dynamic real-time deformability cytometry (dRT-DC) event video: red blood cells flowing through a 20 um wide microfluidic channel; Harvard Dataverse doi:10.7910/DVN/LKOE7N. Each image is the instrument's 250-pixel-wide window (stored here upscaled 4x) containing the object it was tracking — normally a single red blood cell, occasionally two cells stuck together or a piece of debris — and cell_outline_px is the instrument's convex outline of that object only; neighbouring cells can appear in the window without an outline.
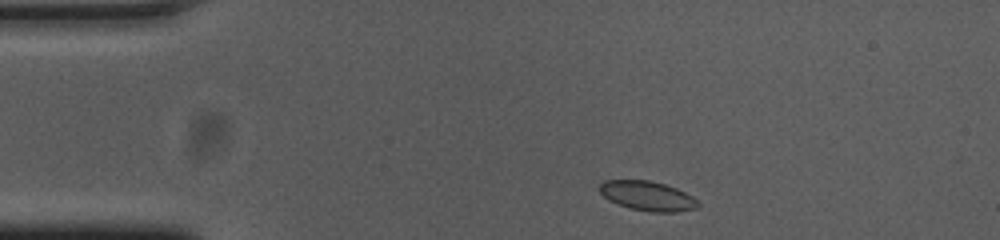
{"species": "common noctule bat (a hibernating species)", "species_latin": "Nyctalus noctula", "temperature_condition": "cold", "stored_images_in_passage": 47, "camera_frame_rate_fps": 3000, "um_per_image_px": 0.085, "animal": {"sex": "female", "body_mass_g": 23.0, "forearm_length_mm": 53.4}, "frame": {"image": 1, "passage_image": 2, "time_ms": 0.333, "image_size_px": [1000, 240], "cell_outline_px": [[700, 204], [696, 208], [676, 212], [652, 212], [628, 208], [616, 204], [608, 200], [596, 188], [604, 180], [648, 180], [664, 184], [676, 188], [692, 196]], "centroid_in_image_um": [54.99, 16.65], "position_along_channel_um": 30.0, "area_um2": 17.05}}
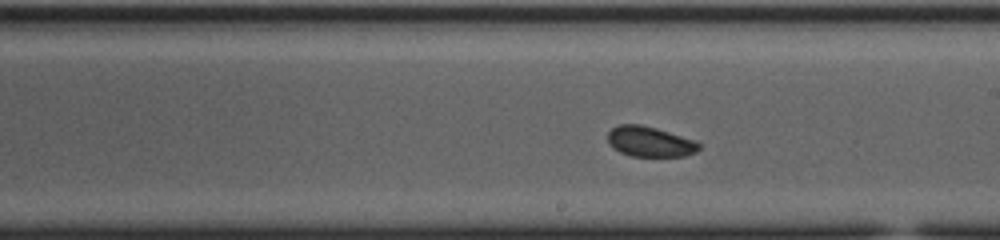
{"frame": {"image": 2, "passage_image": 23, "time_ms": 7.333, "image_size_px": [1000, 240], "cell_outline_px": [[700, 148], [696, 152], [684, 156], [632, 156], [620, 152], [608, 140], [608, 132], [612, 128], [620, 124], [640, 124], [656, 128], [692, 140], [700, 144]], "centroid_in_image_um": [55.24, 12.04], "position_along_channel_um": 233.8, "area_um2": 15.72}}
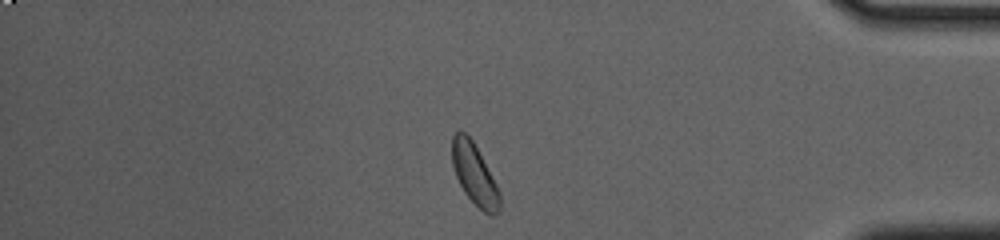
{"frame": {"image": 3, "passage_image": 39, "time_ms": 12.667, "image_size_px": [1000, 240], "cell_outline_px": [[500, 208], [492, 216], [484, 212], [464, 192], [456, 176], [452, 164], [452, 136], [460, 128], [472, 140], [496, 184], [500, 192]], "centroid_in_image_um": [40.31, 14.79], "position_along_channel_um": 394.9, "area_um2": 16.59}, "authors_computed_cell_mechanics": {"area_um2": 16.762, "velocity_mm_per_s": 3.6334, "shape_relaxation_time_tau1_ms": 10.9027, "shape_relaxation_time_tau2_ms": 2.7166, "deformation_change_tau1": 0.0891, "deformation_change_tau2": 0.0575}}